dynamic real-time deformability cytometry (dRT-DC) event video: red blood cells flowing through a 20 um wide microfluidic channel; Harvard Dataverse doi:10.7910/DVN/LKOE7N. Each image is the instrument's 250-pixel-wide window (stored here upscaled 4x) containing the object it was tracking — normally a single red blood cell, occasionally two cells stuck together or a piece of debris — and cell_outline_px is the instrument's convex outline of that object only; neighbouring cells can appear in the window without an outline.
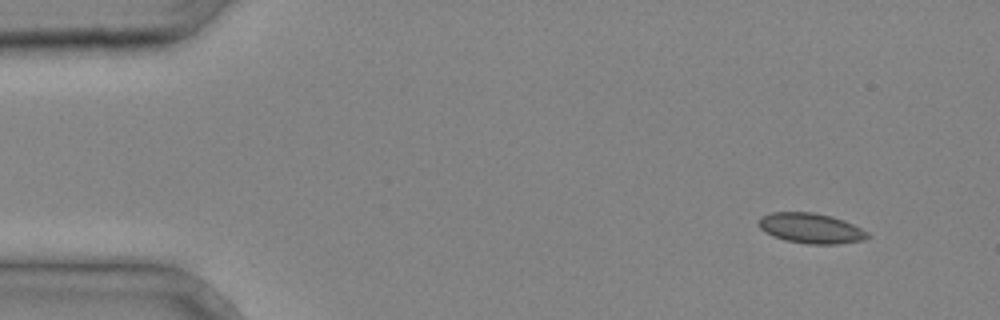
{"species": "common noctule bat (a hibernating species)", "species_latin": "Nyctalus noctula", "temperature_condition": "cold", "stored_images_in_passage": 3, "camera_frame_rate_fps": 3000, "um_per_image_px": 0.085, "animal": {"sex": "male", "body_mass_g": 20.4}, "frame": {"image": 1, "passage_image": 1, "time_ms": 0.0, "image_size_px": [1000, 320], "cell_outline_px": [[872, 236], [864, 240], [836, 244], [808, 244], [784, 240], [772, 236], [764, 232], [756, 224], [760, 216], [772, 212], [812, 212], [832, 216], [844, 220], [868, 232]], "centroid_in_image_um": [68.89, 19.4], "position_along_channel_um": 16.1, "area_um2": 19.42}}
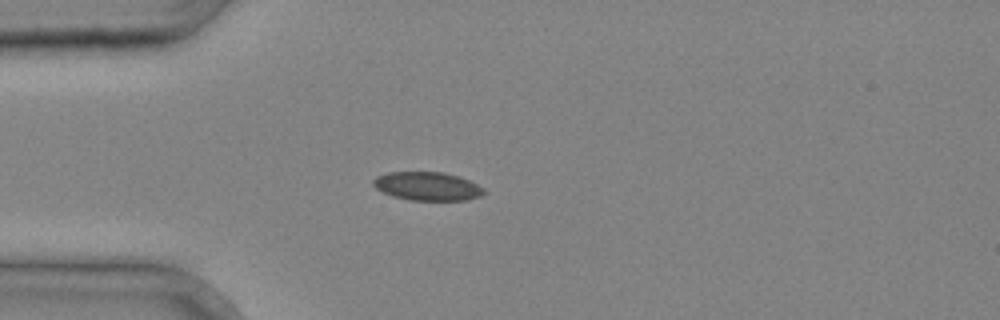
{"frame": {"image": 2, "passage_image": 3, "time_ms": 0.667, "image_size_px": [1000, 320], "cell_outline_px": [[488, 192], [480, 196], [468, 200], [408, 200], [392, 196], [376, 188], [372, 184], [372, 180], [376, 176], [388, 172], [444, 172], [460, 176], [484, 188]], "centroid_in_image_um": [36.34, 15.83], "position_along_channel_um": 48.7, "area_um2": 18.55}}